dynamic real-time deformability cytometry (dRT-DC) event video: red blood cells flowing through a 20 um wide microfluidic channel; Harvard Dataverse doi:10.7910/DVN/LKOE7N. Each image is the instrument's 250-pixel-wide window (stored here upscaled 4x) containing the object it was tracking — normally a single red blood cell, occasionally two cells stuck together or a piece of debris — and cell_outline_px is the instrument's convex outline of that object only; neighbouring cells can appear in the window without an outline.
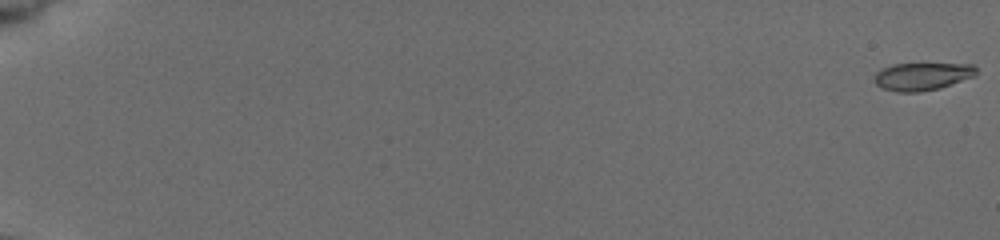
{"species": "common noctule bat (a hibernating species)", "species_latin": "Nyctalus noctula", "temperature_condition": "cold", "stored_images_in_passage": 57, "camera_frame_rate_fps": 3000, "um_per_image_px": 0.085, "animal": {"sex": "female", "body_mass_g": 19.5, "forearm_length_mm": 54.1}, "frame": {"image": 1, "passage_image": 1, "time_ms": 0.0, "image_size_px": [1000, 240], "cell_outline_px": [[976, 76], [940, 88], [920, 92], [896, 92], [880, 88], [876, 84], [876, 72], [892, 64], [972, 64], [976, 68]], "centroid_in_image_um": [78.4, 6.5], "position_along_channel_um": 6.6, "area_um2": 16.42}}
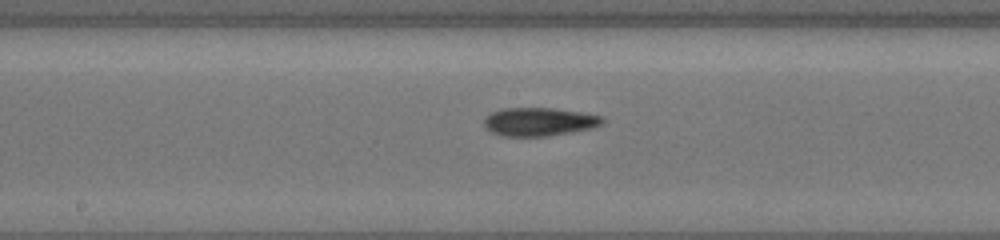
{"frame": {"image": 2, "passage_image": 33, "time_ms": 10.667, "image_size_px": [1000, 240], "cell_outline_px": [[604, 120], [600, 124], [592, 128], [548, 136], [500, 136], [492, 132], [484, 124], [484, 116], [488, 112], [500, 108], [552, 108], [580, 112], [604, 116]], "centroid_in_image_um": [45.78, 10.34], "position_along_channel_um": 202.4, "area_um2": 19.65}}
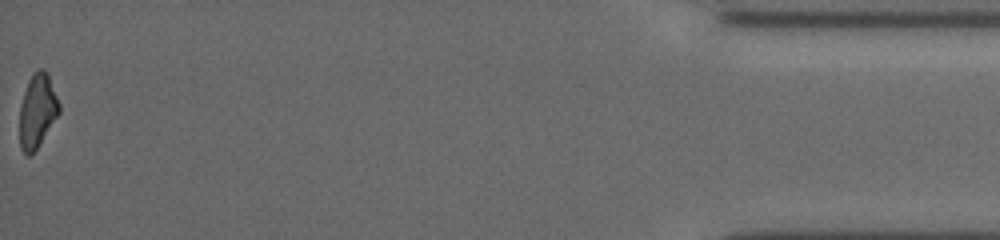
{"frame": {"image": 3, "passage_image": 57, "time_ms": 18.667, "image_size_px": [1000, 240], "cell_outline_px": [[60, 112], [36, 148], [28, 156], [20, 148], [20, 104], [28, 80], [32, 72], [36, 68], [44, 68], [48, 76], [60, 104]], "centroid_in_image_um": [3.16, 9.37], "position_along_channel_um": 432.0, "area_um2": 16.76}, "authors_computed_cell_mechanics": {"area_um2": 17.8602, "velocity_mm_per_s": 3.8636, "shape_relaxation_time_tau1_ms": 4.4738, "shape_relaxation_time_tau2_ms": 5.5313, "deformation_change_tau1": 0.1295, "deformation_change_tau2": 0.1474}}